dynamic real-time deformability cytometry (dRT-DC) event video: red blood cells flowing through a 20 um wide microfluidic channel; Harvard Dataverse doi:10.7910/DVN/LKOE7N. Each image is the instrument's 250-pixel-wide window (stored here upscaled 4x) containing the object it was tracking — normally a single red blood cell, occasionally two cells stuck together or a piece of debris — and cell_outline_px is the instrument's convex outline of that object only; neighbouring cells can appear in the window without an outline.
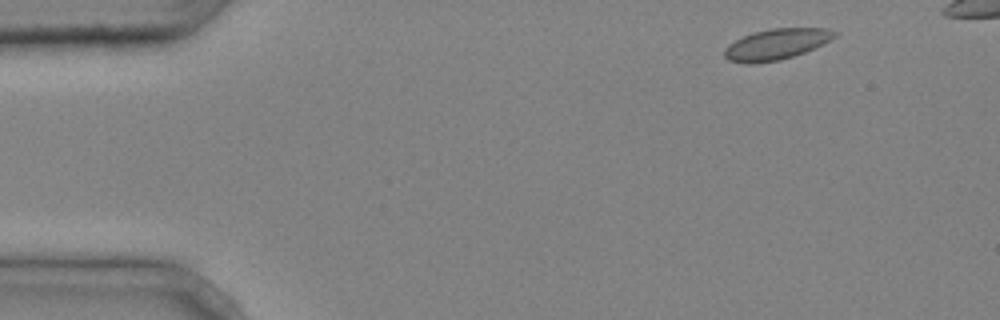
{"species": "common noctule bat (a hibernating species)", "species_latin": "Nyctalus noctula", "temperature_condition": "cold", "stored_images_in_passage": 5, "segment_of_instrument_passage": [2, 2], "camera_frame_rate_fps": 3000, "um_per_image_px": 0.085, "animal": {"sex": "male", "body_mass_g": 20.4}, "frame": {"image": 1, "passage_image": 5, "time_ms": 1.333, "image_size_px": [1000, 320], "cell_outline_px": [[840, 32], [836, 36], [804, 52], [780, 60], [752, 64], [748, 64], [728, 60], [724, 56], [724, 48], [728, 44], [752, 32], [772, 28], [828, 28]], "centroid_in_image_um": [65.96, 3.75], "position_along_channel_um": 19.0, "area_um2": 19.71}}